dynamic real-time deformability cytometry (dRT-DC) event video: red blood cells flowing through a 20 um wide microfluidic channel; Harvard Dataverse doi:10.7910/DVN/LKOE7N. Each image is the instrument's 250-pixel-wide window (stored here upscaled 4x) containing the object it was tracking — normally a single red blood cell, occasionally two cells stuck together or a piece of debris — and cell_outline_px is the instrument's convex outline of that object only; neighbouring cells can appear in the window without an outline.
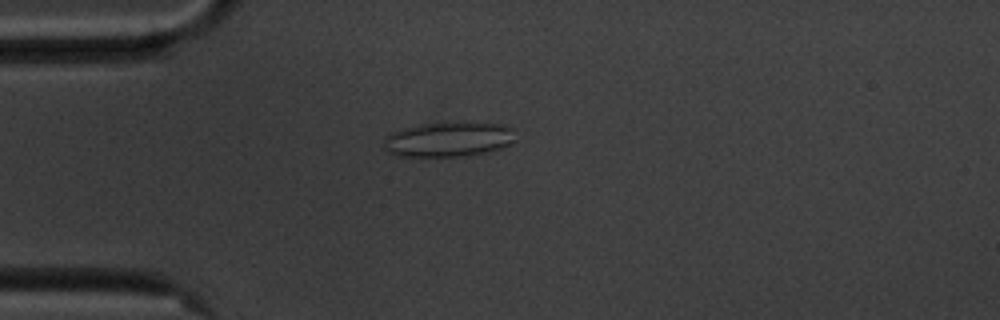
{"species": "common noctule bat (a hibernating species)", "species_latin": "Nyctalus noctula", "temperature_condition": "cold", "stored_images_in_passage": 56, "camera_frame_rate_fps": 3000, "um_per_image_px": 0.085, "animal": {"sex": "male", "body_mass_g": 20.1, "forearm_length_mm": 53.5}, "frame": {"image": 1, "passage_image": 14, "time_ms": 4.333, "image_size_px": [1000, 320], "cell_outline_px": [[516, 140], [500, 148], [488, 152], [468, 156], [396, 156], [388, 152], [384, 148], [384, 140], [392, 132], [404, 128], [424, 124], [504, 124], [512, 128]], "centroid_in_image_um": [38.12, 11.88], "position_along_channel_um": 46.9, "area_um2": 26.13}}
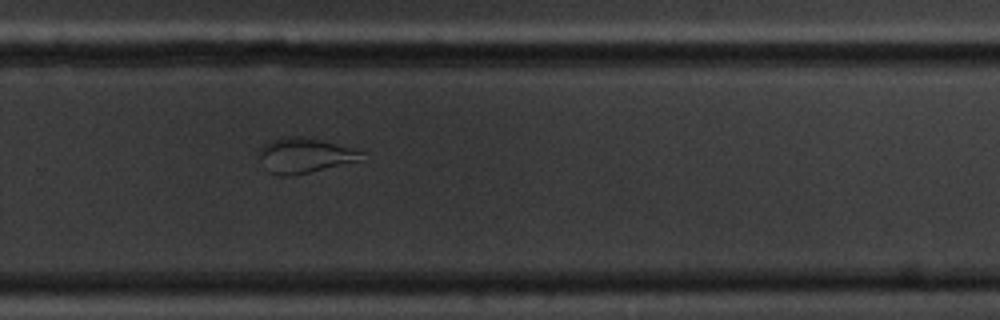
{"frame": {"image": 2, "passage_image": 37, "time_ms": 12.0, "image_size_px": [1000, 320], "cell_outline_px": [[364, 160], [308, 172], [288, 176], [280, 176], [268, 172], [256, 152], [264, 144], [280, 136], [296, 136], [324, 140], [356, 148], [364, 152]], "centroid_in_image_um": [25.92, 13.19], "position_along_channel_um": 303.9, "area_um2": 21.27}}
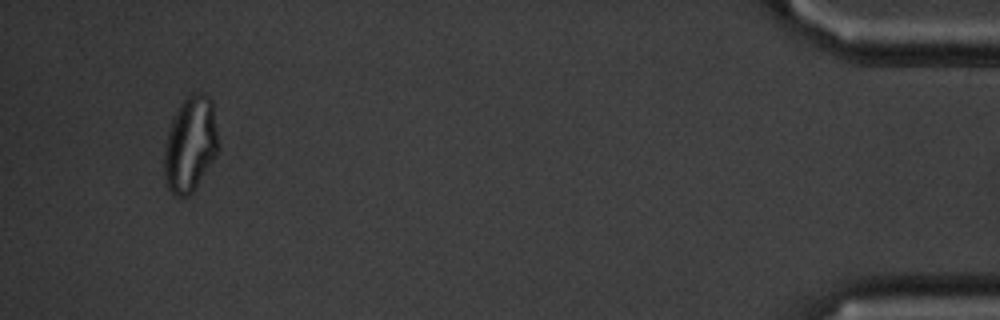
{"frame": {"image": 3, "passage_image": 53, "time_ms": 17.333, "image_size_px": [1000, 320], "cell_outline_px": [[220, 148], [216, 156], [192, 192], [188, 196], [176, 196], [168, 188], [164, 176], [164, 144], [172, 120], [180, 104], [192, 92], [200, 92], [208, 96], [212, 100], [220, 144]], "centroid_in_image_um": [16.2, 12.25], "position_along_channel_um": 419.0, "area_um2": 30.29}, "authors_computed_cell_mechanics": {"area_um2": 26.9348, "velocity_mm_per_s": 3.5397, "shape_relaxation_time_tau1_ms": null, "shape_relaxation_time_tau2_ms": 1.207, "deformation_change_tau1": null, "deformation_change_tau2": 0.0727}}